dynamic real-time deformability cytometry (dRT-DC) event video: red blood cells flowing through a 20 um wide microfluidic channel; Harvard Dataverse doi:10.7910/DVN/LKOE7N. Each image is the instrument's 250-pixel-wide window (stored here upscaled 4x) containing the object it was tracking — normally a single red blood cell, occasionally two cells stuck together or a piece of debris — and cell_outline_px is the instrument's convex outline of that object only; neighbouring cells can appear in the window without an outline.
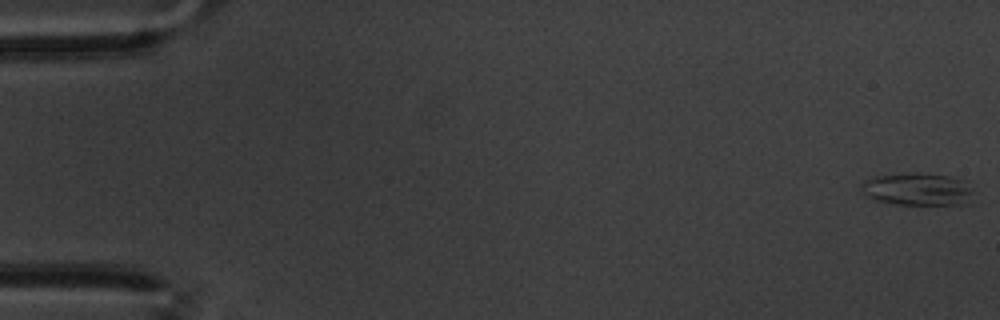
{"species": "common noctule bat (a hibernating species)", "species_latin": "Nyctalus noctula", "temperature_condition": "warm", "stored_images_in_passage": 61, "camera_frame_rate_fps": 3000, "um_per_image_px": 0.085, "animal": {"sex": "male", "body_mass_g": 20.1, "forearm_length_mm": 53.5}, "frame": {"image": 1, "passage_image": 1, "time_ms": 0.0, "image_size_px": [1000, 320], "cell_outline_px": [[976, 192], [968, 204], [896, 204], [872, 200], [860, 188], [860, 184], [864, 180], [872, 176], [908, 172], [916, 172], [948, 176], [968, 180]], "centroid_in_image_um": [78.04, 16.06], "position_along_channel_um": 7.0, "area_um2": 21.96}}
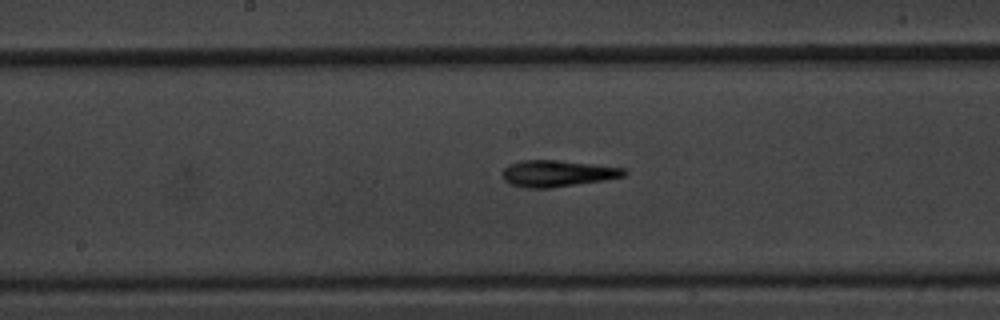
{"frame": {"image": 2, "passage_image": 32, "time_ms": 10.333, "image_size_px": [1000, 320], "cell_outline_px": [[628, 172], [624, 176], [604, 180], [548, 188], [528, 188], [512, 184], [504, 180], [504, 168], [508, 164], [524, 160], [556, 160], [596, 164], [624, 168]], "centroid_in_image_um": [47.4, 14.73], "position_along_channel_um": 200.8, "area_um2": 18.55}}
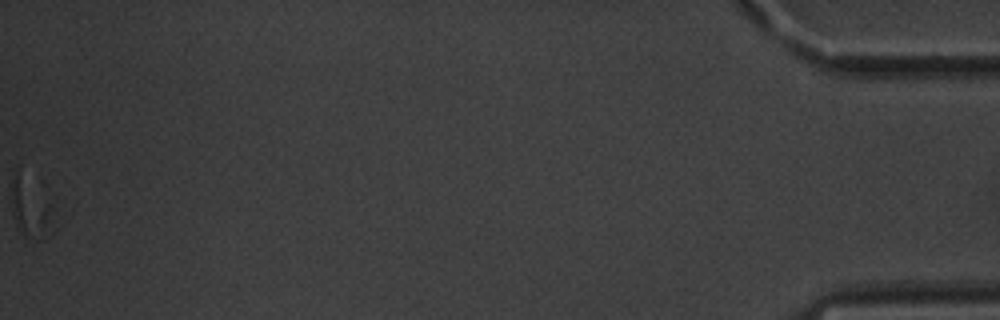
{"frame": {"image": 3, "passage_image": 61, "time_ms": 20.0, "image_size_px": [1000, 320], "cell_outline_px": [[52, 236], [44, 240], [36, 240], [20, 232], [12, 216], [12, 176], [20, 168], [52, 204]], "centroid_in_image_um": [2.62, 17.7], "position_along_channel_um": 432.6, "area_um2": 14.91}}